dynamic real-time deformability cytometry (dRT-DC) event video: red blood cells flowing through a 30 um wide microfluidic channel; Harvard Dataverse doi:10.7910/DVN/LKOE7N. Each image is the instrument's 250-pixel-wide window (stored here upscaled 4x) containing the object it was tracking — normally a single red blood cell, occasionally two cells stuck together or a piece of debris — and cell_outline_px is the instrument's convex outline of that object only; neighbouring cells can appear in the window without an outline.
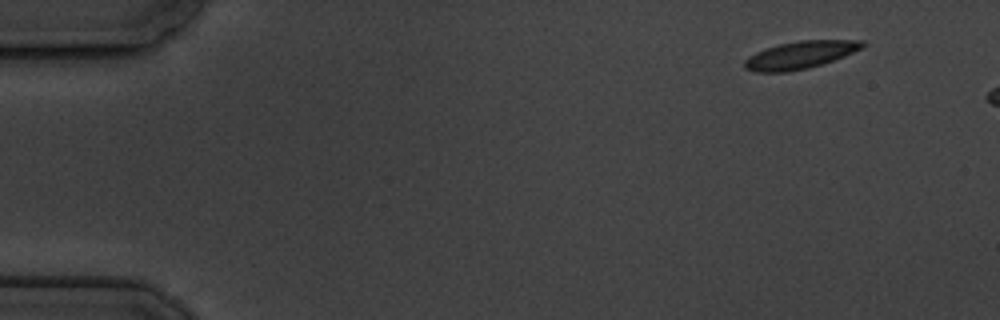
{"species": "common noctule bat (a hibernating species)", "species_latin": "Nyctalus noctula", "temperature_condition": "cold", "stored_images_in_passage": 6, "segment_of_instrument_passage": [2, 2], "camera_frame_rate_fps": 3000, "um_per_image_px": 0.085, "animal": {"sex": "male", "body_mass_g": 19.5, "forearm_length_mm": 54.6}, "frame": {"image": 1, "passage_image": 6, "time_ms": 5.667, "image_size_px": [1000, 320], "cell_outline_px": [[868, 44], [844, 56], [808, 68], [788, 72], [756, 72], [744, 68], [744, 60], [748, 56], [756, 52], [780, 44], [800, 40], [864, 40]], "centroid_in_image_um": [68.0, 4.67], "position_along_channel_um": 17.0, "area_um2": 18.73}}